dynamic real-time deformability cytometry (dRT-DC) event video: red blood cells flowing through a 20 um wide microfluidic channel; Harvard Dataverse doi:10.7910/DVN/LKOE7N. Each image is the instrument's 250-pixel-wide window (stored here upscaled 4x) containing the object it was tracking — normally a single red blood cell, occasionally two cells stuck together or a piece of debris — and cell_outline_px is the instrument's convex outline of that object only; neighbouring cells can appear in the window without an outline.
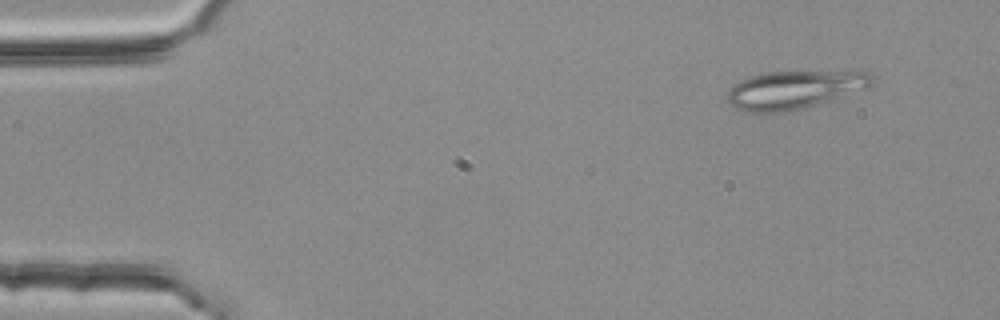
{"species": "common noctule bat (a hibernating species)", "species_latin": "Nyctalus noctula", "temperature_condition": "room temperature", "stored_images_in_passage": 54, "camera_frame_rate_fps": 3000, "um_per_image_px": 0.085, "animal": {"sex": "female", "body_mass_g": 25.1}, "frame": {"image": 1, "passage_image": 5, "time_ms": 1.333, "image_size_px": [1000, 320], "cell_outline_px": [[876, 80], [868, 88], [832, 100], [800, 108], [780, 112], [748, 112], [736, 108], [724, 100], [732, 84], [740, 80], [752, 76], [768, 72], [872, 72], [876, 76]], "centroid_in_image_um": [67.53, 7.62], "position_along_channel_um": 17.5, "area_um2": 32.08}}
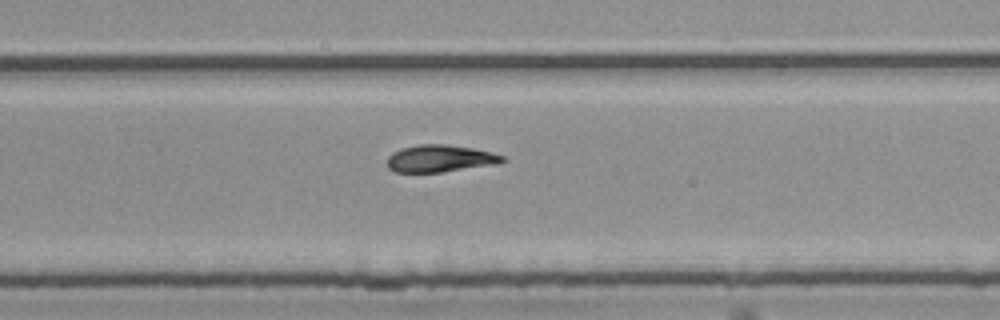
{"frame": {"image": 2, "passage_image": 35, "time_ms": 11.333, "image_size_px": [1000, 320], "cell_outline_px": [[508, 160], [496, 164], [440, 172], [396, 172], [388, 168], [388, 156], [392, 152], [400, 148], [420, 144], [444, 144], [472, 148], [492, 152], [504, 156]], "centroid_in_image_um": [37.4, 13.47], "position_along_channel_um": 292.4, "area_um2": 18.21}}
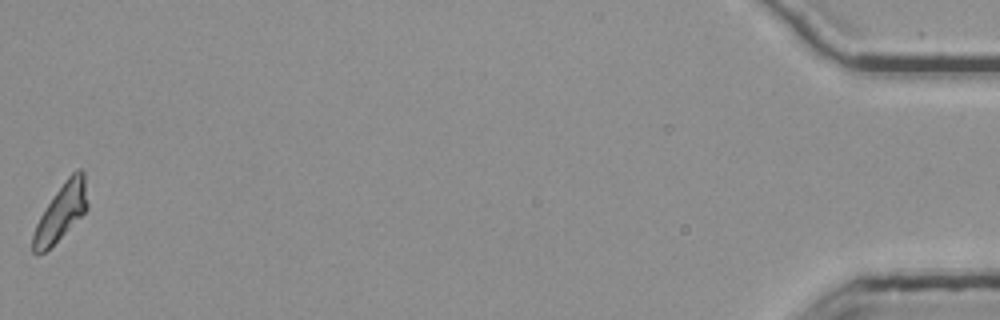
{"frame": {"image": 3, "passage_image": 54, "time_ms": 17.667, "image_size_px": [1000, 320], "cell_outline_px": [[88, 208], [44, 252], [32, 252], [32, 236], [36, 224], [40, 216], [64, 180], [76, 168], [80, 168], [84, 172], [88, 204]], "centroid_in_image_um": [5.2, 17.96], "position_along_channel_um": 430.0, "area_um2": 17.34}, "authors_computed_cell_mechanics": {"area_um2": 18.7561, "velocity_mm_per_s": 3.773, "shape_relaxation_time_tau1_ms": null, "shape_relaxation_time_tau2_ms": 9.6482, "deformation_change_tau1": null, "deformation_change_tau2": 0.1659}}